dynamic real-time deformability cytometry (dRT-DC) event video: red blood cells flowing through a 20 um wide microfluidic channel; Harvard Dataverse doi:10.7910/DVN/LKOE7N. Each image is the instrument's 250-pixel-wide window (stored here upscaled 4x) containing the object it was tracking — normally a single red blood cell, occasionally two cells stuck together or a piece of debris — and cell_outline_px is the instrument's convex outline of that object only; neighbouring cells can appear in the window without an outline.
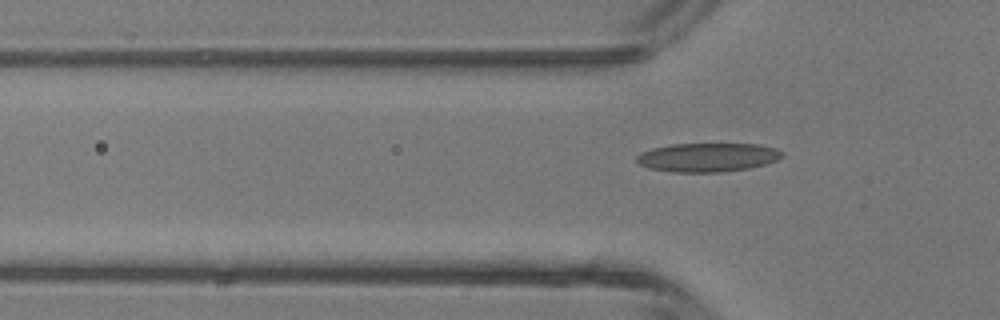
{"species": "common noctule bat (a hibernating species)", "species_latin": "Nyctalus noctula", "temperature_condition": "room temperature", "stored_images_in_passage": 5, "camera_frame_rate_fps": 3000, "um_per_image_px": 0.085, "animal": {"sex": "male", "body_mass_g": 13.3}, "frame": {"image": 1, "passage_image": 4, "time_ms": 4.333, "image_size_px": [1000, 320], "cell_outline_px": [[784, 156], [776, 160], [764, 164], [748, 168], [720, 172], [672, 172], [648, 168], [640, 164], [636, 160], [636, 156], [640, 152], [652, 148], [672, 144], [760, 144], [776, 148], [784, 152]], "centroid_in_image_um": [60.14, 13.37], "position_along_channel_um": 65.7, "area_um2": 24.51}}
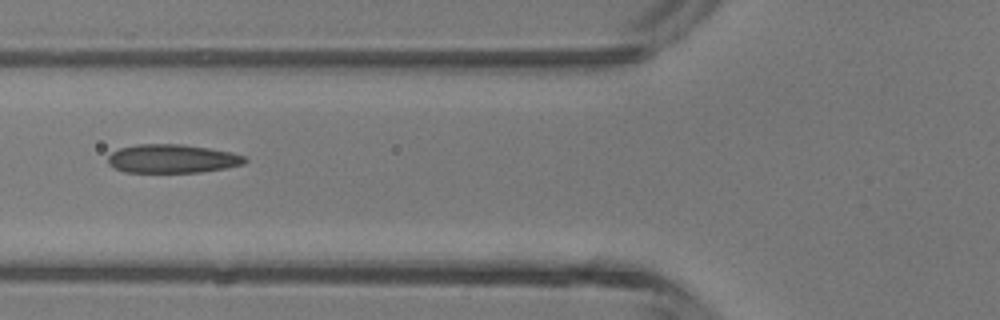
{"frame": {"image": 2, "passage_image": 5, "time_ms": 5.333, "image_size_px": [1000, 320], "cell_outline_px": [[248, 160], [244, 164], [224, 168], [200, 172], [124, 172], [108, 164], [108, 156], [112, 152], [120, 148], [136, 144], [184, 144], [232, 152], [244, 156]], "centroid_in_image_um": [14.64, 13.48], "position_along_channel_um": 111.2, "area_um2": 22.83}}